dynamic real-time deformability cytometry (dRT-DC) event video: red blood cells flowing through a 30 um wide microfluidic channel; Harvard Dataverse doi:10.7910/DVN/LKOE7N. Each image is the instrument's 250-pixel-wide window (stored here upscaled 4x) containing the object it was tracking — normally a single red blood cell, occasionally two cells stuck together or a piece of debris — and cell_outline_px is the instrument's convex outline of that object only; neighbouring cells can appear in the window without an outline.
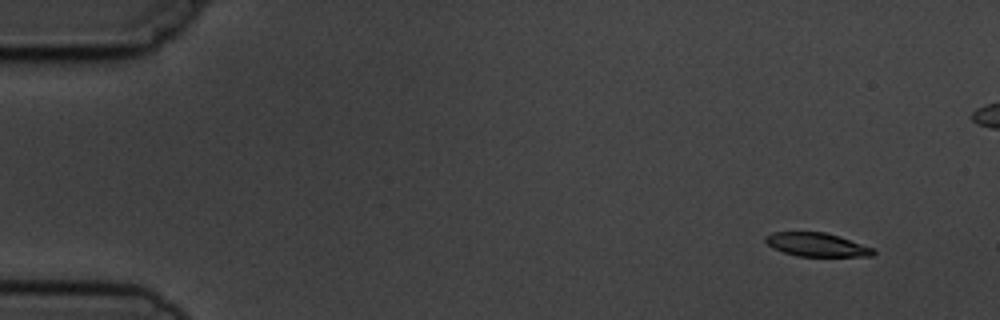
{"species": "common noctule bat (a hibernating species)", "species_latin": "Nyctalus noctula", "temperature_condition": "cold", "stored_images_in_passage": 7, "camera_frame_rate_fps": 3000, "um_per_image_px": 0.085, "animal": {"sex": "male", "body_mass_g": 19.5, "forearm_length_mm": 54.6}, "frame": {"image": 1, "passage_image": 1, "time_ms": 0.0, "image_size_px": [1000, 320], "cell_outline_px": [[876, 252], [872, 256], [796, 256], [772, 248], [764, 240], [764, 236], [772, 232], [824, 232], [840, 236], [872, 248]], "centroid_in_image_um": [69.38, 20.79], "position_along_channel_um": 15.6, "area_um2": 14.8}}
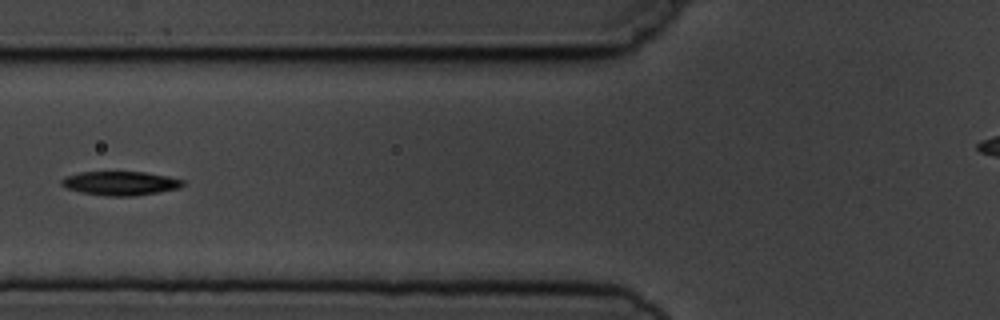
{"frame": {"image": 2, "passage_image": 6, "time_ms": 5.667, "image_size_px": [1000, 320], "cell_outline_px": [[184, 184], [180, 188], [160, 192], [132, 196], [108, 196], [80, 192], [64, 188], [60, 184], [60, 180], [64, 176], [80, 172], [144, 172], [168, 176], [184, 180]], "centroid_in_image_um": [10.2, 15.58], "position_along_channel_um": 115.6, "area_um2": 17.11}}
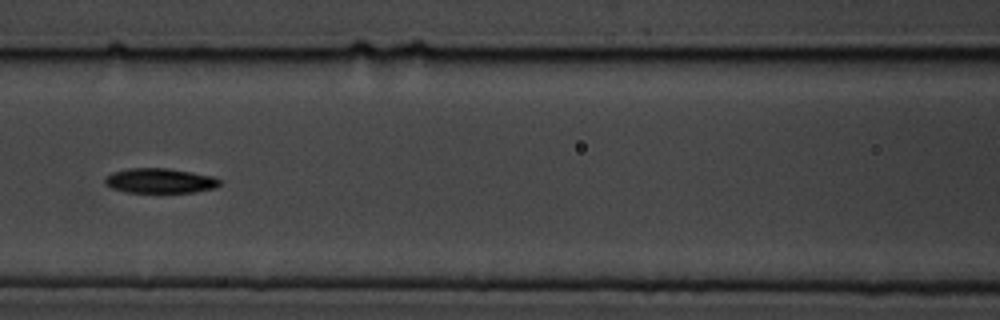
{"frame": {"image": 3, "passage_image": 7, "time_ms": 6.667, "image_size_px": [1000, 320], "cell_outline_px": [[220, 184], [216, 188], [196, 192], [128, 192], [112, 188], [104, 184], [104, 176], [112, 172], [128, 168], [168, 168], [216, 176], [220, 180]], "centroid_in_image_um": [13.6, 15.35], "position_along_channel_um": 153.0, "area_um2": 16.82}}